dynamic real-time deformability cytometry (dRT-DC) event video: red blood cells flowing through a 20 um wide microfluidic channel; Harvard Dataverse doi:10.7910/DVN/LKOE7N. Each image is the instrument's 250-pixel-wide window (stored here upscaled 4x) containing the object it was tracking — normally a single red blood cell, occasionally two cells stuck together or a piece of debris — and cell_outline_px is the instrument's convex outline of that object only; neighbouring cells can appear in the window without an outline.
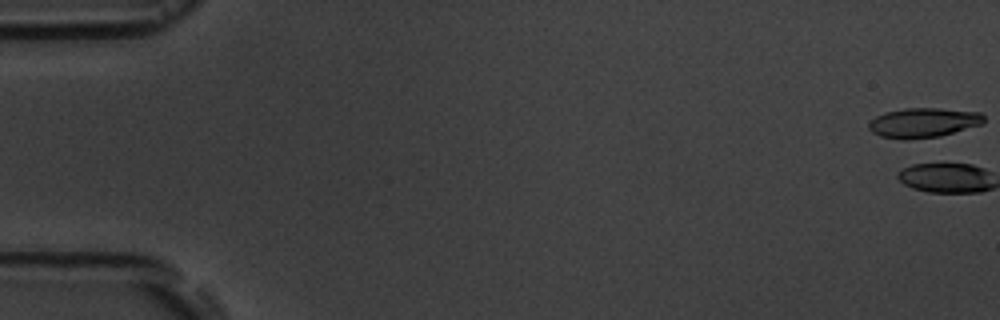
{"species": "common noctule bat (a hibernating species)", "species_latin": "Nyctalus noctula", "temperature_condition": "room temperature", "stored_images_in_passage": 7, "camera_frame_rate_fps": 3000, "um_per_image_px": 0.085, "animal": {"sex": "male", "body_mass_g": 19.5, "forearm_length_mm": 54.6}, "frame": {"image": 1, "passage_image": 1, "time_ms": 0.0, "image_size_px": [1000, 320], "cell_outline_px": [[984, 124], [940, 136], [904, 140], [900, 140], [880, 136], [872, 132], [868, 128], [868, 124], [876, 116], [884, 112], [904, 108], [940, 108], [980, 112], [984, 116]], "centroid_in_image_um": [78.48, 10.43], "position_along_channel_um": 6.5, "area_um2": 20.11}}